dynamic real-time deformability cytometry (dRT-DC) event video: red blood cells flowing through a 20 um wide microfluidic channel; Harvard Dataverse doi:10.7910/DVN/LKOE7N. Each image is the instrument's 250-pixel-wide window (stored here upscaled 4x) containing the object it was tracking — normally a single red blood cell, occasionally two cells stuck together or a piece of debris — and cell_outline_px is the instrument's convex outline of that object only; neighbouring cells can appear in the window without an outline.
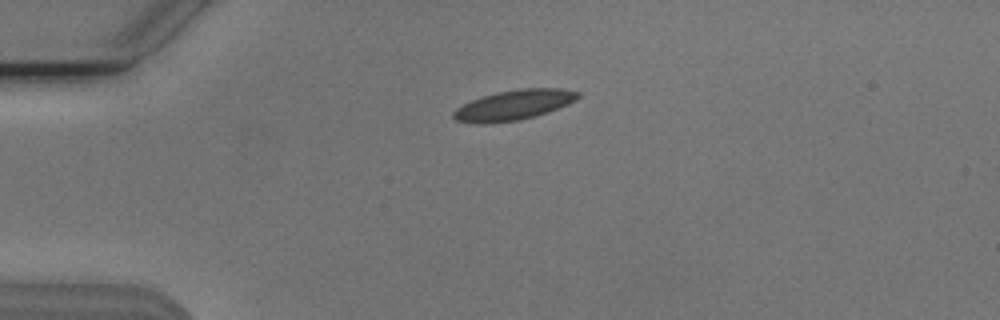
{"species": "Egyptian fruit bat (a non-hibernating species)", "species_latin": "Rousettus aegyptiacus", "temperature_condition": "cold", "stored_images_in_passage": 36, "camera_frame_rate_fps": 3000, "um_per_image_px": 0.085, "animal": {"sex": "male"}, "frame": {"image": 1, "passage_image": 1, "time_ms": 0.0, "image_size_px": [1000, 320], "cell_outline_px": [[580, 96], [576, 100], [568, 104], [548, 112], [536, 116], [520, 120], [488, 124], [476, 124], [456, 120], [452, 116], [452, 112], [456, 108], [472, 100], [496, 92], [524, 88], [560, 88], [580, 92]], "centroid_in_image_um": [43.67, 8.94], "position_along_channel_um": 41.3, "area_um2": 21.91}}
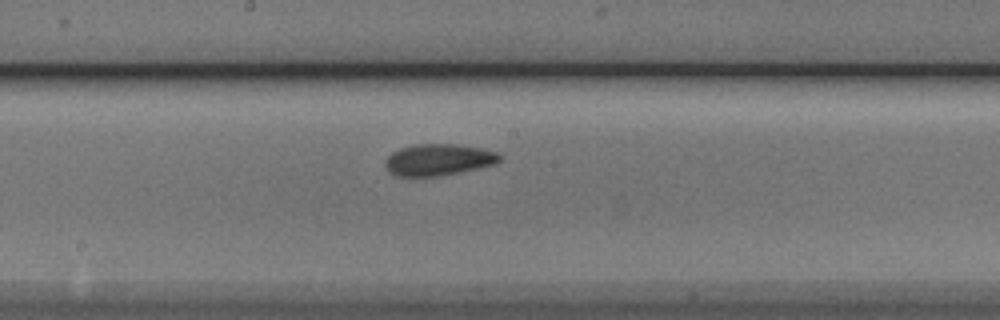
{"frame": {"image": 2, "passage_image": 17, "time_ms": 5.333, "image_size_px": [1000, 320], "cell_outline_px": [[500, 160], [496, 164], [436, 176], [396, 176], [388, 172], [384, 164], [384, 160], [392, 152], [400, 148], [412, 144], [456, 144], [480, 148], [496, 152], [500, 156]], "centroid_in_image_um": [37.2, 13.57], "position_along_channel_um": 211.0, "area_um2": 20.92}}
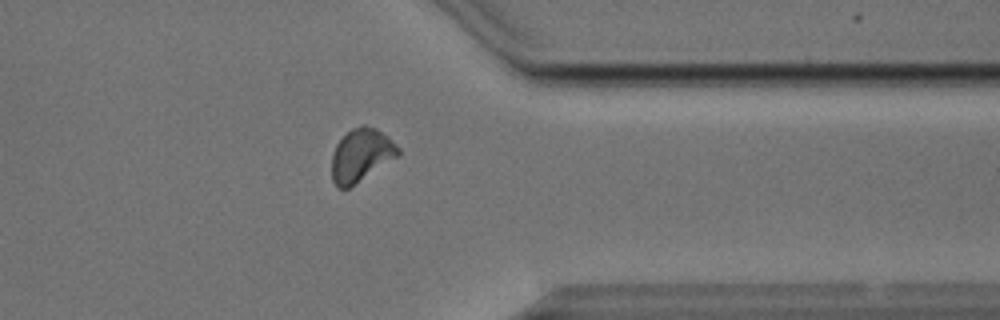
{"frame": {"image": 3, "passage_image": 31, "time_ms": 10.0, "image_size_px": [1000, 320], "cell_outline_px": [[400, 156], [348, 188], [336, 188], [332, 180], [332, 152], [336, 144], [352, 128], [364, 124], [376, 128], [388, 136], [400, 148]], "centroid_in_image_um": [30.71, 13.19], "position_along_channel_um": 380.7, "area_um2": 20.63}, "authors_computed_cell_mechanics": {"area_um2": 20.6346, "velocity_mm_per_s": 3.7758, "shape_relaxation_time_tau1_ms": 3.9788, "shape_relaxation_time_tau2_ms": 2.1994, "deformation_change_tau1": 0.1105, "deformation_change_tau2": 0.0713}}